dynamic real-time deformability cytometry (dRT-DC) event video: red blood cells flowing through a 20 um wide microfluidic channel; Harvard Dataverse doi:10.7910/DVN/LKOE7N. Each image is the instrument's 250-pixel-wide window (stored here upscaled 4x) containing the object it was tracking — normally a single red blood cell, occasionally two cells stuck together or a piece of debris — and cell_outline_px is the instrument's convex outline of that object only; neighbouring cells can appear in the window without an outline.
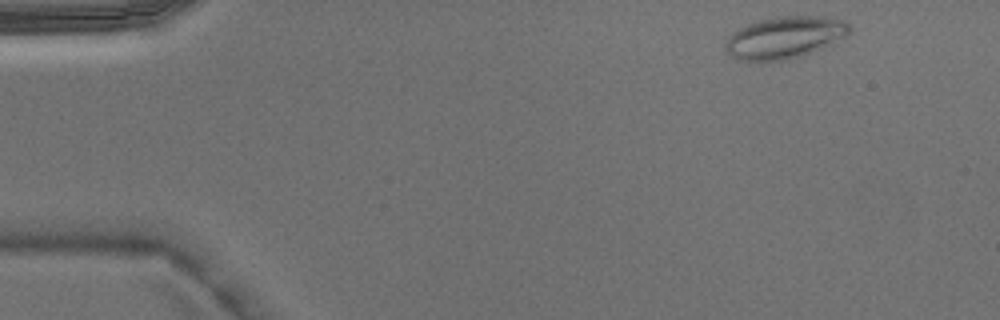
{"species": "Egyptian fruit bat (a non-hibernating species)", "species_latin": "Rousettus aegyptiacus", "temperature_condition": "warm", "stored_images_in_passage": 4, "camera_frame_rate_fps": 3000, "um_per_image_px": 0.085, "animal": {"sex": "male"}, "frame": {"image": 1, "passage_image": 1, "time_ms": 0.0, "image_size_px": [1000, 320], "cell_outline_px": [[852, 32], [848, 36], [812, 52], [788, 60], [740, 60], [732, 56], [724, 48], [724, 44], [728, 36], [736, 28], [760, 20], [780, 16], [824, 16], [844, 20], [852, 24]], "centroid_in_image_um": [66.74, 3.16], "position_along_channel_um": 18.3, "area_um2": 30.58}}